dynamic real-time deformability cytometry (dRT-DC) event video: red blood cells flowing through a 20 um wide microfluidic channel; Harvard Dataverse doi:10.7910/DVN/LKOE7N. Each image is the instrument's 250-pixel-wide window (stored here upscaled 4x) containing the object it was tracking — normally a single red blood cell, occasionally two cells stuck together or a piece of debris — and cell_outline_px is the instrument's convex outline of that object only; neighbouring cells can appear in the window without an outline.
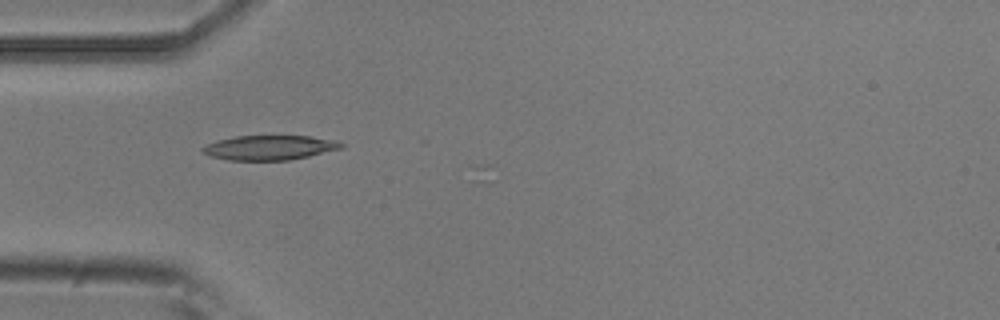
{"species": "common noctule bat (a hibernating species)", "species_latin": "Nyctalus noctula", "temperature_condition": "room temperature", "stored_images_in_passage": 7, "camera_frame_rate_fps": 3000, "um_per_image_px": 0.085, "animal": {"sex": "male", "body_mass_g": 20.5, "forearm_length_mm": 52.5}, "frame": {"image": 1, "passage_image": 4, "time_ms": 1.0, "image_size_px": [1000, 320], "cell_outline_px": [[344, 148], [308, 156], [288, 160], [228, 160], [208, 156], [200, 148], [208, 144], [220, 140], [236, 136], [312, 136], [336, 140], [344, 144]], "centroid_in_image_um": [22.94, 12.55], "position_along_channel_um": 62.1, "area_um2": 19.83}}
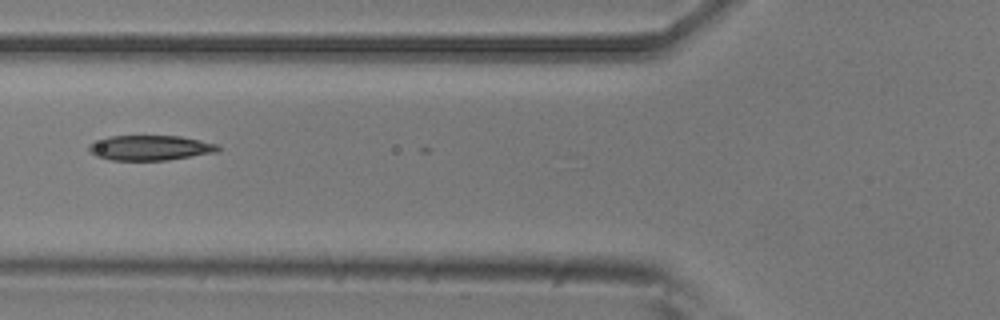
{"frame": {"image": 2, "passage_image": 5, "time_ms": 1.333, "image_size_px": [1000, 320], "cell_outline_px": [[220, 148], [216, 152], [168, 160], [112, 160], [96, 156], [88, 148], [88, 144], [108, 136], [180, 136], [220, 144]], "centroid_in_image_um": [12.78, 12.56], "position_along_channel_um": 113.0, "area_um2": 18.79}}
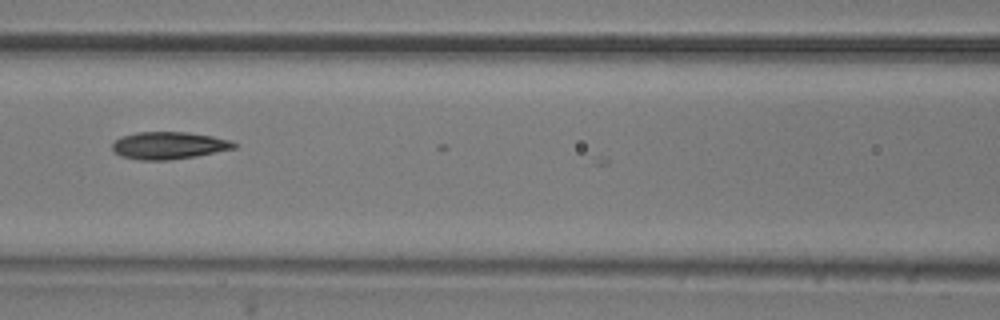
{"frame": {"image": 3, "passage_image": 6, "time_ms": 1.667, "image_size_px": [1000, 320], "cell_outline_px": [[236, 148], [196, 156], [172, 160], [140, 160], [120, 156], [112, 148], [112, 144], [120, 136], [136, 132], [188, 132], [212, 136], [232, 140], [236, 144]], "centroid_in_image_um": [14.35, 12.36], "position_along_channel_um": 152.3, "area_um2": 19.48}}